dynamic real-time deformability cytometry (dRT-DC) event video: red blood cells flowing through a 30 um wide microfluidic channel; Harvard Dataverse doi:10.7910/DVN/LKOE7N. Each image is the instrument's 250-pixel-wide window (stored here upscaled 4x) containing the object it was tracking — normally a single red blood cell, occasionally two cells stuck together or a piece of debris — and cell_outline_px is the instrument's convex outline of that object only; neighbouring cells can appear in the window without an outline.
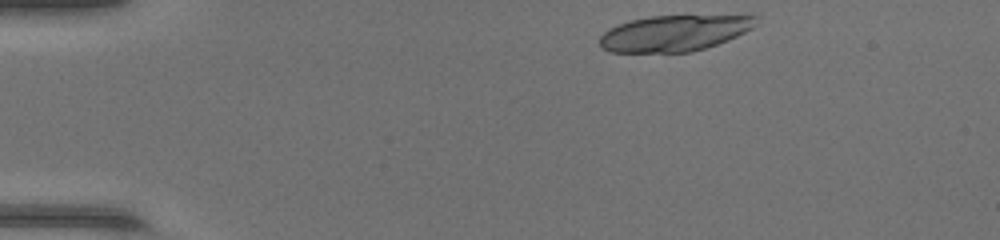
{"species": "common noctule bat (a hibernating species)", "species_latin": "Nyctalus noctula", "temperature_condition": "warm", "stored_images_in_passage": 40, "segment_of_instrument_passage": [1, 2], "camera_frame_rate_fps": 3000, "um_per_image_px": 0.085, "animal": {"sex": "female", "body_mass_g": 17.0, "forearm_length_mm": 48.0}, "frame": {"image": 1, "passage_image": 1, "time_ms": 0.0, "image_size_px": [1000, 240], "cell_outline_px": [[756, 24], [752, 28], [728, 40], [692, 52], [608, 52], [600, 48], [600, 36], [608, 28], [616, 24], [632, 20], [652, 16], [748, 12], [756, 16]], "centroid_in_image_um": [57.41, 2.76], "position_along_channel_um": 27.6, "area_um2": 34.04}}